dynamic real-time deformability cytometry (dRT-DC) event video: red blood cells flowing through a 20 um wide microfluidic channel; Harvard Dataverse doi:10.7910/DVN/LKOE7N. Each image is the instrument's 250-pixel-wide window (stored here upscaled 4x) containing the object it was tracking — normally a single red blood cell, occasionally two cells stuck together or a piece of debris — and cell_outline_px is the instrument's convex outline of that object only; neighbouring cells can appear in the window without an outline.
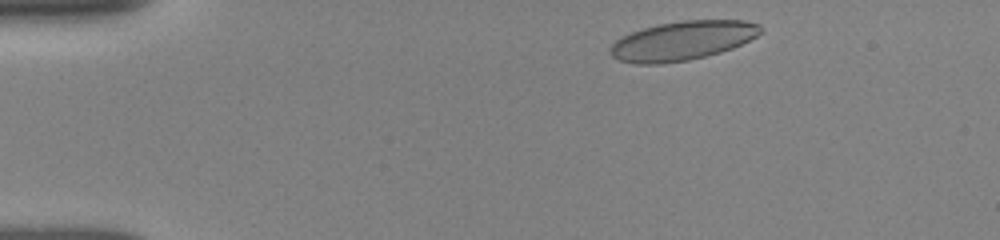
{"species": "human", "species_latin": "Homo sapiens", "temperature_condition": "room temperature", "stored_images_in_passage": 5, "camera_frame_rate_fps": 3000, "um_per_image_px": 0.085, "donor": {"sex": "female"}, "frame": {"image": 1, "passage_image": 1, "time_ms": 0.0, "image_size_px": [1000, 240], "cell_outline_px": [[764, 32], [732, 48], [720, 52], [688, 60], [660, 64], [636, 64], [620, 60], [612, 56], [608, 52], [612, 44], [616, 40], [632, 32], [644, 28], [660, 24], [680, 20], [744, 20], [760, 24], [764, 28]], "centroid_in_image_um": [58.03, 3.45], "position_along_channel_um": 27.0, "area_um2": 34.16}}
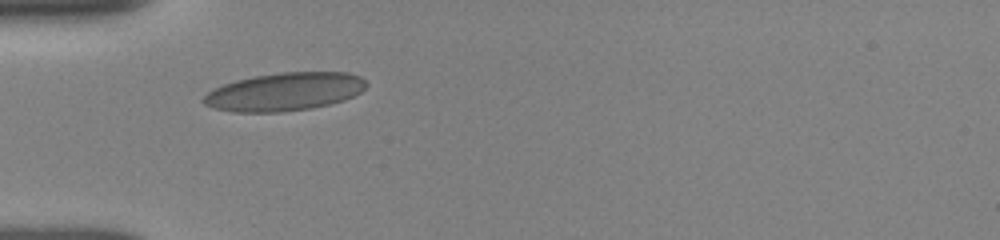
{"frame": {"image": 2, "passage_image": 4, "time_ms": 2.667, "image_size_px": [1000, 240], "cell_outline_px": [[368, 84], [360, 92], [344, 100], [312, 108], [280, 112], [232, 112], [212, 108], [204, 104], [200, 100], [212, 88], [236, 80], [252, 76], [280, 72], [348, 72], [360, 76]], "centroid_in_image_um": [24.14, 7.79], "position_along_channel_um": 60.9, "area_um2": 36.36}}
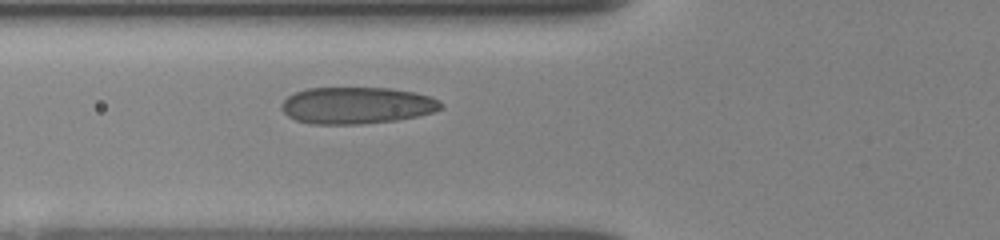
{"frame": {"image": 3, "passage_image": 5, "time_ms": 3.667, "image_size_px": [1000, 240], "cell_outline_px": [[444, 108], [432, 112], [416, 116], [396, 120], [360, 124], [312, 124], [296, 120], [288, 116], [280, 108], [280, 104], [288, 96], [296, 92], [308, 88], [388, 88], [416, 92], [440, 100], [444, 104]], "centroid_in_image_um": [30.33, 8.96], "position_along_channel_um": 95.5, "area_um2": 34.22}}